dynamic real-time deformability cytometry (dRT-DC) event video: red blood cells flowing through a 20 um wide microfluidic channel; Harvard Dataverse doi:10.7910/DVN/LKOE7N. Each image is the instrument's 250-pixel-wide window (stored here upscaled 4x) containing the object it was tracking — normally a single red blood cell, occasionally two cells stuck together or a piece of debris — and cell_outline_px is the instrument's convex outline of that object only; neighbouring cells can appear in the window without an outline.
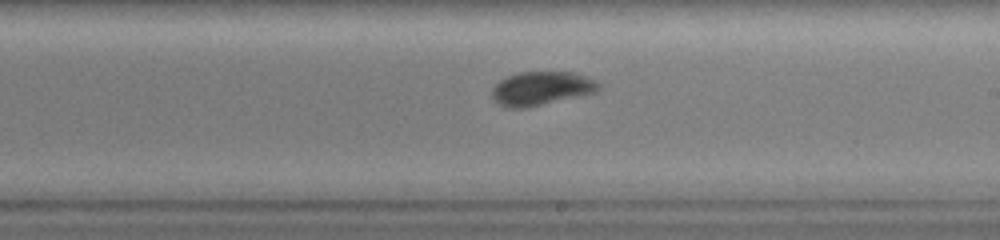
{"species": "common noctule bat (a hibernating species)", "species_latin": "Nyctalus noctula", "temperature_condition": "warm", "stored_images_in_passage": 32, "camera_frame_rate_fps": 3000, "um_per_image_px": 0.085, "animal": {"sex": "female", "body_mass_g": 19.0, "forearm_length_mm": 51.5}, "frame": {"image": 1, "passage_image": 17, "time_ms": 5.333, "image_size_px": [1000, 240], "cell_outline_px": [[600, 88], [596, 92], [528, 108], [508, 108], [500, 104], [492, 96], [492, 88], [500, 80], [508, 76], [520, 72], [568, 72], [584, 76], [600, 84]], "centroid_in_image_um": [45.99, 7.53], "position_along_channel_um": 243.0, "area_um2": 20.69}}
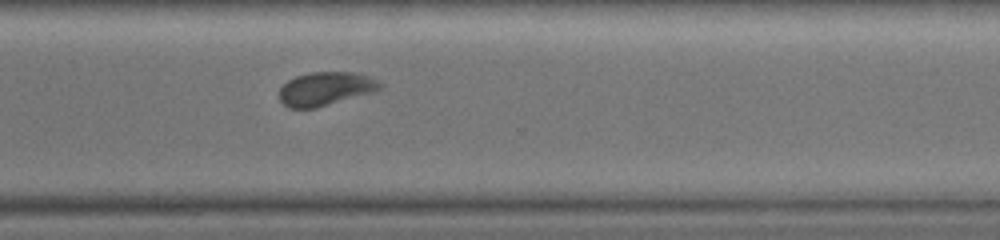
{"frame": {"image": 2, "passage_image": 24, "time_ms": 7.667, "image_size_px": [1000, 240], "cell_outline_px": [[380, 88], [372, 92], [316, 108], [288, 108], [280, 100], [280, 88], [288, 80], [296, 76], [308, 72], [356, 72], [368, 76], [380, 84]], "centroid_in_image_um": [27.62, 7.54], "position_along_channel_um": 343.0, "area_um2": 19.42}}
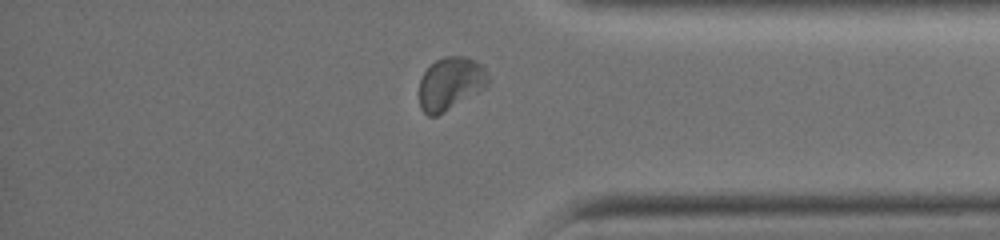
{"frame": {"image": 3, "passage_image": 28, "time_ms": 9.0, "image_size_px": [1000, 240], "cell_outline_px": [[488, 84], [484, 88], [444, 112], [436, 116], [428, 116], [420, 108], [420, 80], [424, 72], [436, 60], [444, 56], [464, 56], [476, 60], [488, 72]], "centroid_in_image_um": [38.29, 7.09], "position_along_channel_um": 396.9, "area_um2": 21.04}, "authors_computed_cell_mechanics": {"area_um2": 20.7502, "velocity_mm_per_s": 4.2753, "shape_relaxation_time_tau1_ms": 2.9953, "shape_relaxation_time_tau2_ms": 1.1187, "deformation_change_tau1": 0.1232, "deformation_change_tau2": 0.032}}